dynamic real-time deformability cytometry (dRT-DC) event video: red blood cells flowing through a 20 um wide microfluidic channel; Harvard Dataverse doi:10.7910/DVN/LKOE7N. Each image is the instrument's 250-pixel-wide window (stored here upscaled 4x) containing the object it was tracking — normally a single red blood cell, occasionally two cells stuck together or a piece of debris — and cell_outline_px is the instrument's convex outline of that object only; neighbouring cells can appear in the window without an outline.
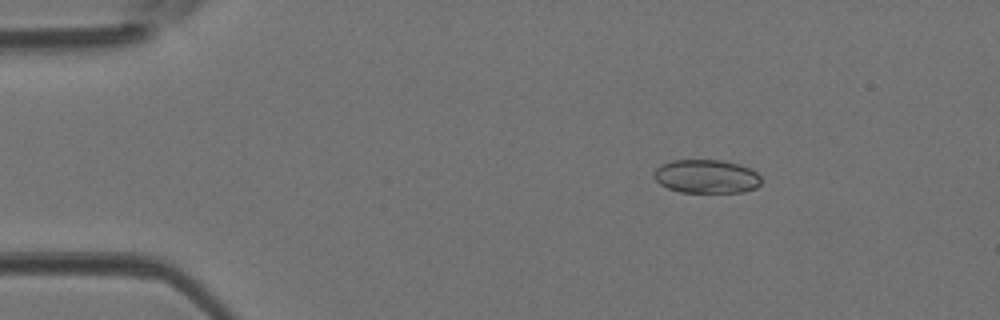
{"species": "Egyptian fruit bat (a non-hibernating species)", "species_latin": "Rousettus aegyptiacus", "temperature_condition": "room temperature", "stored_images_in_passage": 39, "camera_frame_rate_fps": 3000, "um_per_image_px": 0.085, "animal": {"sex": "female"}, "frame": {"image": 1, "passage_image": 2, "time_ms": 0.333, "image_size_px": [1000, 320], "cell_outline_px": [[760, 184], [756, 188], [744, 192], [680, 192], [668, 188], [660, 184], [652, 176], [652, 172], [660, 164], [672, 160], [720, 160], [740, 164], [756, 172], [760, 176]], "centroid_in_image_um": [60.01, 14.99], "position_along_channel_um": 25.0, "area_um2": 21.15}}
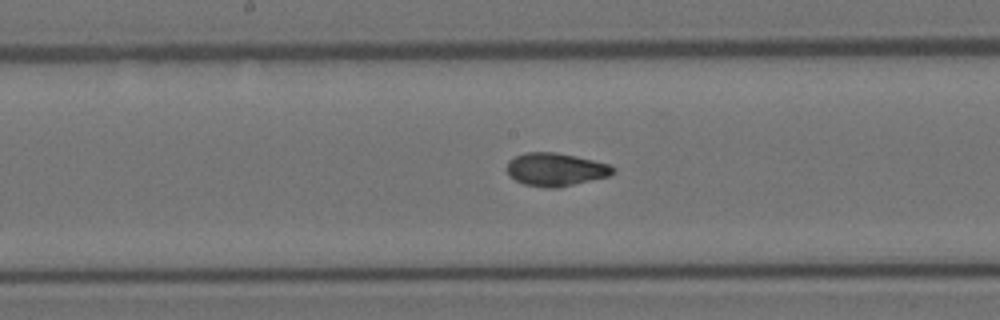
{"frame": {"image": 2, "passage_image": 18, "time_ms": 5.667, "image_size_px": [1000, 320], "cell_outline_px": [[616, 172], [608, 176], [560, 188], [548, 188], [524, 184], [508, 176], [508, 160], [524, 152], [556, 152], [576, 156], [612, 164], [616, 168]], "centroid_in_image_um": [47.27, 14.4], "position_along_channel_um": 200.9, "area_um2": 20.69}}
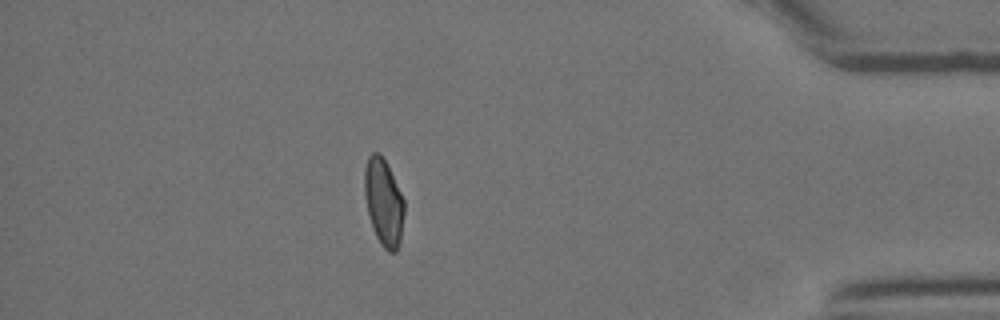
{"frame": {"image": 3, "passage_image": 34, "time_ms": 11.0, "image_size_px": [1000, 320], "cell_outline_px": [[404, 212], [400, 240], [396, 252], [388, 252], [380, 244], [372, 228], [368, 212], [364, 192], [364, 168], [368, 156], [372, 152], [380, 152], [404, 200]], "centroid_in_image_um": [32.59, 17.2], "position_along_channel_um": 402.6, "area_um2": 19.94}}